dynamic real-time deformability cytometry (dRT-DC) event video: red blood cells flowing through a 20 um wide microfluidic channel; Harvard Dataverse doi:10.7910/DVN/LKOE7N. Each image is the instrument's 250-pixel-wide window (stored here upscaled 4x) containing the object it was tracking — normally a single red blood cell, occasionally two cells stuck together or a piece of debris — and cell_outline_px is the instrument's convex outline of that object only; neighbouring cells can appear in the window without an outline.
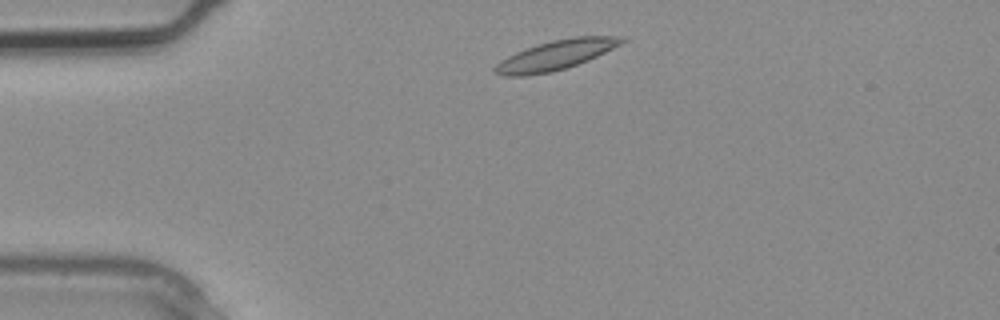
{"species": "common noctule bat (a hibernating species)", "species_latin": "Nyctalus noctula", "temperature_condition": "warm", "stored_images_in_passage": 5, "camera_frame_rate_fps": 3000, "um_per_image_px": 0.085, "animal": {"sex": "male", "body_mass_g": 20.4}, "frame": {"image": 1, "passage_image": 1, "time_ms": 0.0, "image_size_px": [1000, 320], "cell_outline_px": [[628, 40], [588, 60], [552, 72], [524, 76], [500, 76], [492, 72], [492, 68], [500, 60], [516, 52], [552, 40], [576, 36], [616, 36]], "centroid_in_image_um": [47.17, 4.7], "position_along_channel_um": 37.8, "area_um2": 21.62}}
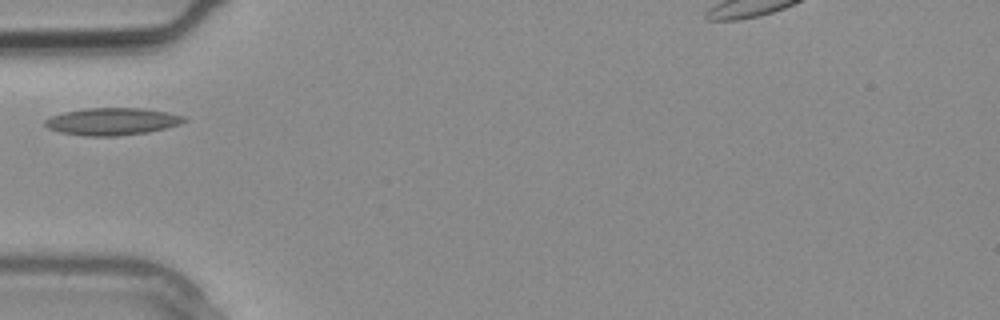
{"frame": {"image": 2, "passage_image": 4, "time_ms": 1.0, "image_size_px": [1000, 320], "cell_outline_px": [[188, 120], [180, 124], [148, 132], [116, 136], [84, 136], [60, 132], [48, 128], [44, 124], [44, 120], [52, 116], [64, 112], [84, 108], [140, 108], [168, 112], [184, 116]], "centroid_in_image_um": [9.53, 10.32], "position_along_channel_um": 75.5, "area_um2": 22.08}}